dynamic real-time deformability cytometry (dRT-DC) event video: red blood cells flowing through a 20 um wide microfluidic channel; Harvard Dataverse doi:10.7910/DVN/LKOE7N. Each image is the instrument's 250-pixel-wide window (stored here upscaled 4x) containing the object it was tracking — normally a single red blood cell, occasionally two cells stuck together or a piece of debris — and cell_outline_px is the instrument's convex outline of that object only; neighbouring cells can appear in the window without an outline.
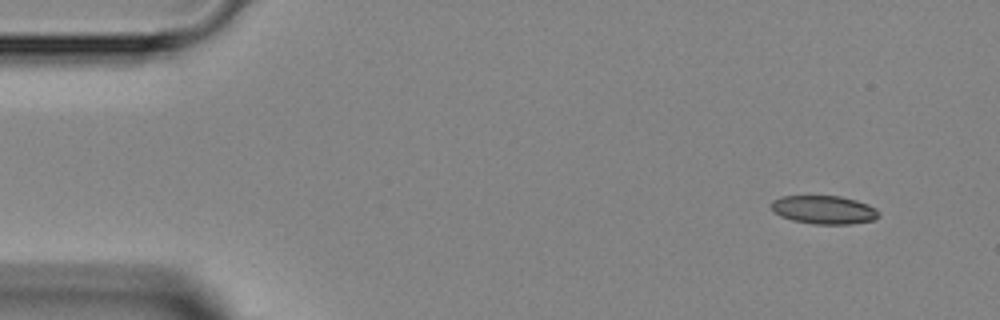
{"species": "Egyptian fruit bat (a non-hibernating species)", "species_latin": "Rousettus aegyptiacus", "temperature_condition": "room temperature", "stored_images_in_passage": 5, "camera_frame_rate_fps": 3000, "um_per_image_px": 0.085, "animal": {"sex": "female"}, "frame": {"image": 1, "passage_image": 1, "time_ms": 0.0, "image_size_px": [1000, 320], "cell_outline_px": [[880, 216], [872, 220], [852, 224], [812, 224], [792, 220], [780, 216], [772, 208], [772, 200], [780, 196], [840, 196], [856, 200], [868, 204], [876, 208], [880, 212]], "centroid_in_image_um": [70.06, 17.83], "position_along_channel_um": 14.9, "area_um2": 17.86}}
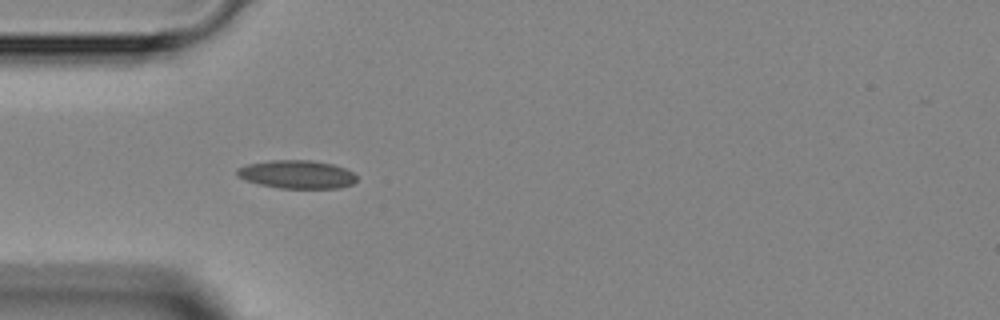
{"frame": {"image": 2, "passage_image": 4, "time_ms": 3.333, "image_size_px": [1000, 320], "cell_outline_px": [[356, 180], [352, 184], [340, 188], [280, 188], [260, 184], [244, 180], [236, 176], [236, 168], [248, 164], [268, 160], [312, 160], [332, 164], [344, 168], [352, 172], [356, 176]], "centroid_in_image_um": [25.2, 14.82], "position_along_channel_um": 59.8, "area_um2": 19.77}}
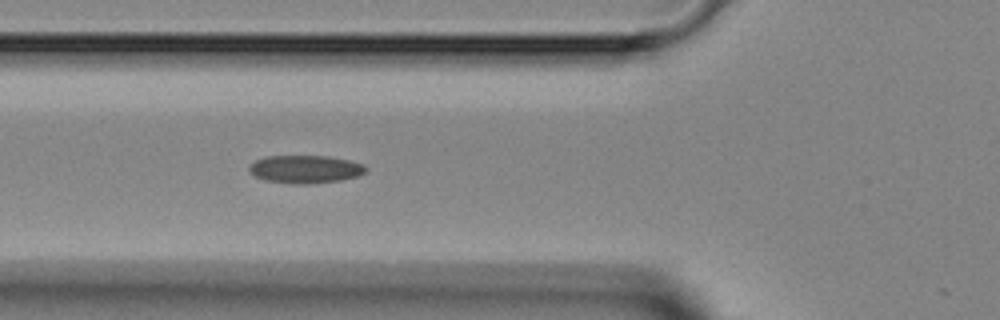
{"frame": {"image": 3, "passage_image": 5, "time_ms": 4.333, "image_size_px": [1000, 320], "cell_outline_px": [[368, 172], [356, 176], [340, 180], [308, 184], [292, 184], [264, 180], [256, 176], [248, 168], [256, 160], [268, 156], [328, 156], [348, 160], [364, 164], [368, 168]], "centroid_in_image_um": [25.99, 14.38], "position_along_channel_um": 99.8, "area_um2": 18.9}}